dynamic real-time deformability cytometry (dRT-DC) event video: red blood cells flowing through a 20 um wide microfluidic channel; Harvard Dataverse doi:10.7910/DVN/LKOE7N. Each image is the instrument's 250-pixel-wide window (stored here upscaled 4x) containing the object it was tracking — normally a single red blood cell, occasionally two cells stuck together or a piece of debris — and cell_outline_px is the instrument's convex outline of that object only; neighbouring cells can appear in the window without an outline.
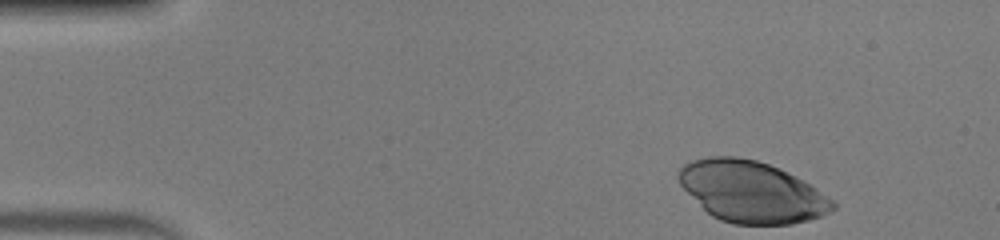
{"species": "human", "species_latin": "Homo sapiens", "temperature_condition": "warm", "stored_images_in_passage": 45, "camera_frame_rate_fps": 3000, "um_per_image_px": 0.085, "donor": {"sex": "male"}, "frame": {"image": 1, "passage_image": 1, "time_ms": 0.0, "image_size_px": [1000, 240], "cell_outline_px": [[836, 208], [820, 216], [808, 220], [792, 224], [732, 224], [720, 220], [712, 216], [680, 184], [680, 168], [684, 164], [692, 160], [708, 156], [736, 156], [756, 160], [780, 168], [788, 172], [816, 188], [832, 200], [836, 204]], "centroid_in_image_um": [63.9, 16.29], "position_along_channel_um": 21.1, "area_um2": 54.51}}